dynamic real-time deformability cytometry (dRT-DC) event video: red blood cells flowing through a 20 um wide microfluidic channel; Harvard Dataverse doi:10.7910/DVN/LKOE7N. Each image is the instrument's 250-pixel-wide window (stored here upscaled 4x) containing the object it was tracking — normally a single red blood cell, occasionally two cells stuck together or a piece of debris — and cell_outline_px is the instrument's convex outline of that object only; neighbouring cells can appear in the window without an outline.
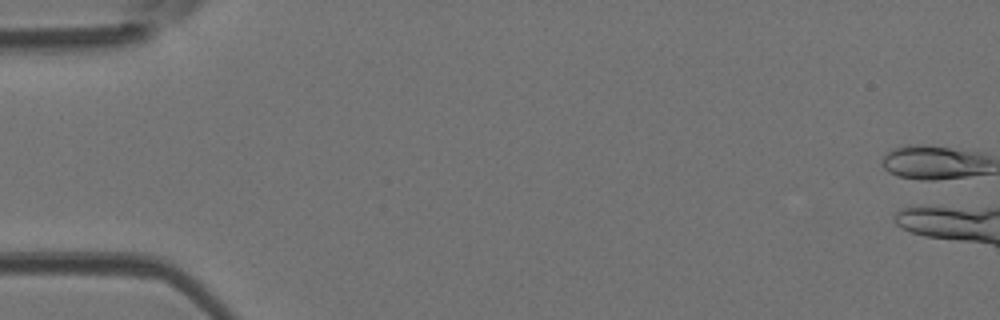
{"species": "Egyptian fruit bat (a non-hibernating species)", "species_latin": "Rousettus aegyptiacus", "temperature_condition": "room temperature", "stored_images_in_passage": 2, "camera_frame_rate_fps": 3000, "um_per_image_px": 0.085, "animal": {"sex": "female"}, "frame": {"image": 1, "passage_image": 1, "time_ms": 0.0, "image_size_px": [1000, 320], "cell_outline_px": [[984, 172], [956, 176], [904, 176], [896, 172], [896, 152], [908, 148], [940, 148], [952, 152], [960, 156]], "centroid_in_image_um": [79.26, 13.87], "position_along_channel_um": 5.7, "area_um2": 13.81}}